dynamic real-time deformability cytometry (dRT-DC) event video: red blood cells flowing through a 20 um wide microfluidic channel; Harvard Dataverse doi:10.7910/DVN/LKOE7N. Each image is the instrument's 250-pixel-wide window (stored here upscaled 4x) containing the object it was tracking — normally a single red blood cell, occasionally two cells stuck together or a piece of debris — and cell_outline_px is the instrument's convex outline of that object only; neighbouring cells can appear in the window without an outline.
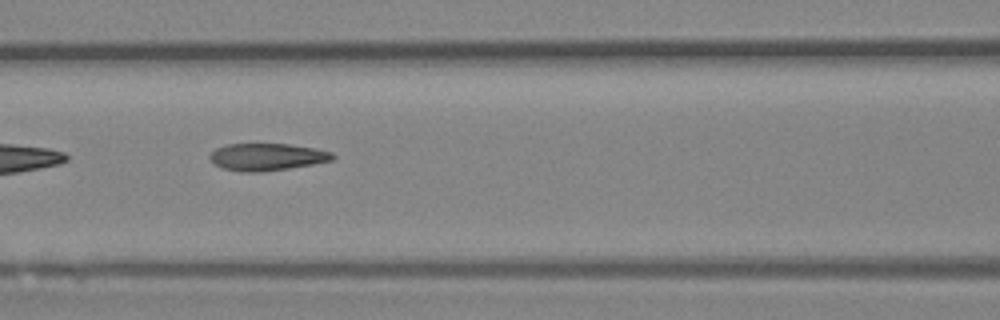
{"species": "Egyptian fruit bat (a non-hibernating species)", "species_latin": "Rousettus aegyptiacus", "temperature_condition": "room temperature", "stored_images_in_passage": 8, "camera_frame_rate_fps": 3000, "um_per_image_px": 0.085, "animal": {"sex": "female"}, "frame": {"image": 1, "passage_image": 6, "time_ms": 1.667, "image_size_px": [1000, 320], "cell_outline_px": [[336, 156], [332, 160], [312, 164], [288, 168], [260, 172], [240, 172], [224, 168], [216, 164], [208, 156], [216, 148], [228, 144], [288, 144], [316, 148], [332, 152]], "centroid_in_image_um": [22.71, 13.33], "position_along_channel_um": 143.9, "area_um2": 19.31}}
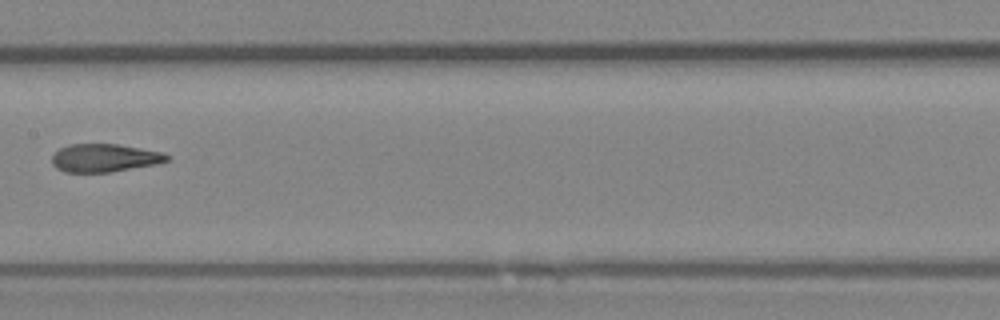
{"frame": {"image": 2, "passage_image": 7, "time_ms": 2.0, "image_size_px": [1000, 320], "cell_outline_px": [[168, 160], [156, 164], [112, 172], [64, 172], [56, 168], [52, 164], [52, 156], [60, 148], [68, 144], [116, 144], [164, 152], [168, 156]], "centroid_in_image_um": [8.86, 13.42], "position_along_channel_um": 198.5, "area_um2": 18.79}}
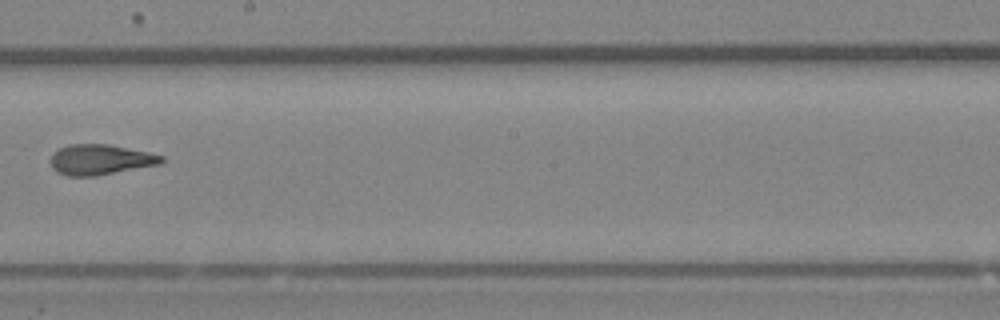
{"frame": {"image": 3, "passage_image": 8, "time_ms": 2.333, "image_size_px": [1000, 320], "cell_outline_px": [[164, 160], [160, 164], [96, 176], [68, 176], [56, 172], [52, 168], [52, 156], [60, 148], [68, 144], [108, 144], [148, 152], [164, 156]], "centroid_in_image_um": [8.54, 13.57], "position_along_channel_um": 239.7, "area_um2": 19.48}}